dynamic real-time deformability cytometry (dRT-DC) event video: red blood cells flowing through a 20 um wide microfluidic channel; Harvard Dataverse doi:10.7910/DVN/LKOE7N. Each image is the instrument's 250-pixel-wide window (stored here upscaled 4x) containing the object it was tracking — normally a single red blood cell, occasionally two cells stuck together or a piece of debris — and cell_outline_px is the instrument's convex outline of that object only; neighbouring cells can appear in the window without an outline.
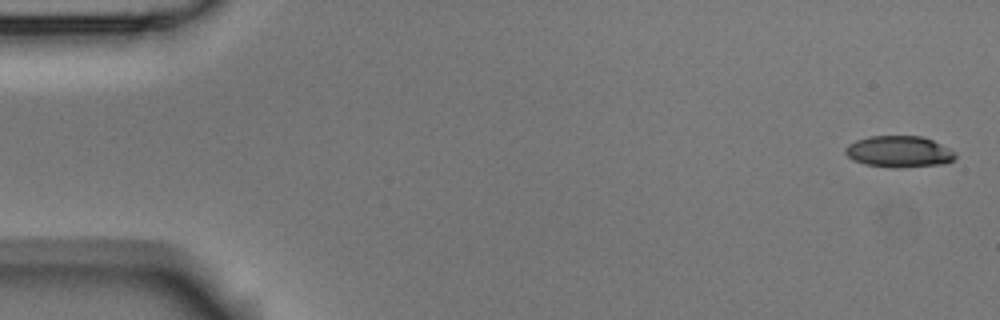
{"species": "Egyptian fruit bat (a non-hibernating species)", "species_latin": "Rousettus aegyptiacus", "temperature_condition": "room temperature", "stored_images_in_passage": 5, "camera_frame_rate_fps": 3000, "um_per_image_px": 0.085, "animal": {"sex": "male"}, "frame": {"image": 1, "passage_image": 1, "time_ms": 0.0, "image_size_px": [1000, 320], "cell_outline_px": [[956, 156], [952, 160], [944, 164], [864, 164], [852, 160], [844, 152], [844, 148], [848, 144], [856, 140], [868, 136], [920, 136], [932, 140], [956, 152]], "centroid_in_image_um": [76.37, 12.82], "position_along_channel_um": 8.6, "area_um2": 19.02}}
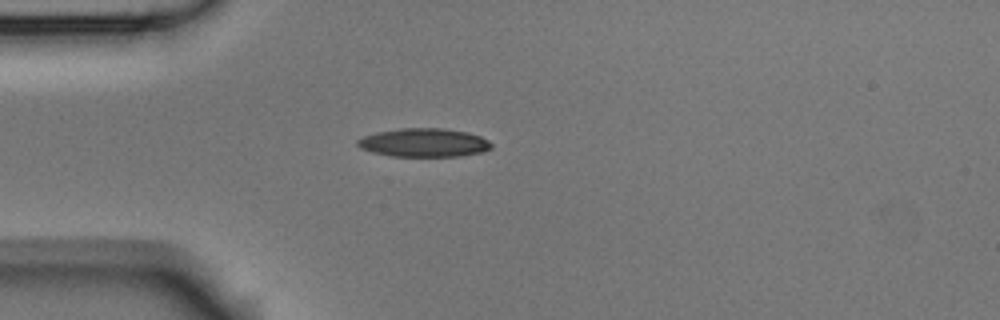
{"frame": {"image": 2, "passage_image": 5, "time_ms": 1.333, "image_size_px": [1000, 320], "cell_outline_px": [[492, 148], [484, 152], [460, 156], [392, 156], [372, 152], [360, 148], [356, 144], [356, 140], [364, 136], [376, 132], [400, 128], [440, 128], [468, 132], [480, 136], [488, 140], [492, 144]], "centroid_in_image_um": [36.04, 12.12], "position_along_channel_um": 49.0, "area_um2": 22.37}}